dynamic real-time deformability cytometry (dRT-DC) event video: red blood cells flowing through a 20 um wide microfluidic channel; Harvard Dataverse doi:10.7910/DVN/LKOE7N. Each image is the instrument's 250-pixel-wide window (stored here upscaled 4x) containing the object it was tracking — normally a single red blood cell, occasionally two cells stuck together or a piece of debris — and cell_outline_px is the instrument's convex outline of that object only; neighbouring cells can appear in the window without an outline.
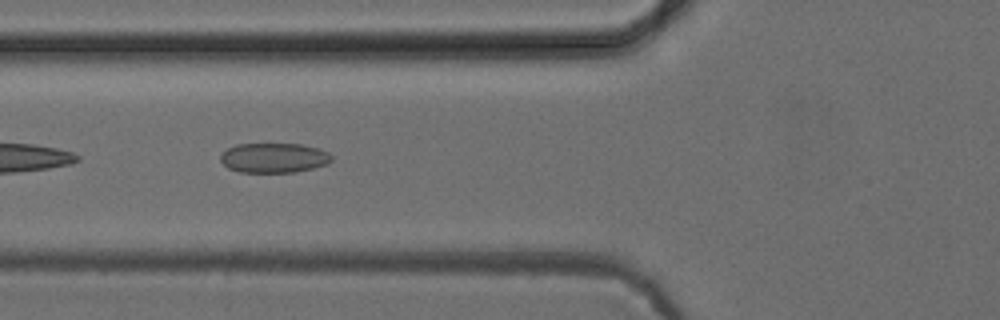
{"species": "common noctule bat (a hibernating species)", "species_latin": "Nyctalus noctula", "temperature_condition": "cold", "stored_images_in_passage": 51, "camera_frame_rate_fps": 3000, "um_per_image_px": 0.085, "animal": {"sex": "female", "body_mass_g": 24.6, "forearm_length_mm": 56.2}, "frame": {"image": 1, "passage_image": 19, "time_ms": 6.0, "image_size_px": [1000, 320], "cell_outline_px": [[332, 160], [328, 164], [296, 172], [240, 172], [228, 168], [220, 160], [220, 156], [228, 148], [236, 144], [300, 144], [316, 148], [328, 152], [332, 156]], "centroid_in_image_um": [23.28, 13.42], "position_along_channel_um": 102.5, "area_um2": 19.19}}
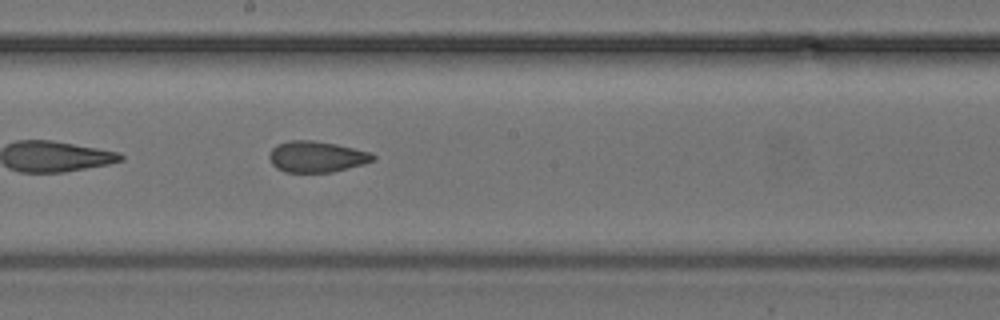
{"frame": {"image": 2, "passage_image": 28, "time_ms": 9.0, "image_size_px": [1000, 320], "cell_outline_px": [[376, 160], [364, 164], [332, 172], [284, 172], [276, 168], [272, 164], [268, 156], [272, 148], [276, 144], [288, 140], [312, 140], [336, 144], [372, 152], [376, 156]], "centroid_in_image_um": [26.92, 13.31], "position_along_channel_um": 221.3, "area_um2": 19.02}}
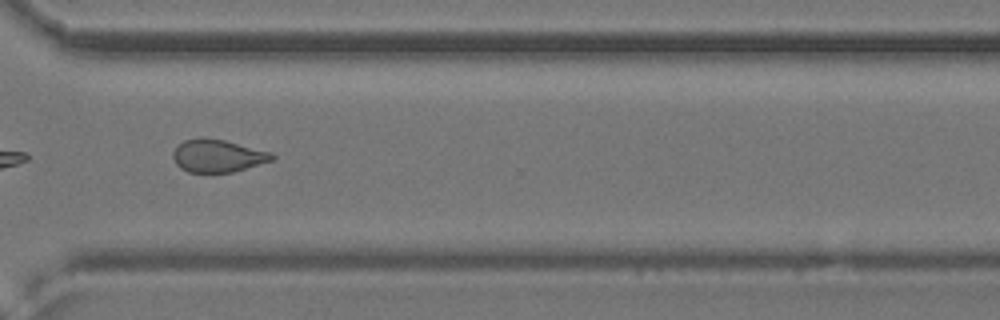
{"frame": {"image": 3, "passage_image": 38, "time_ms": 12.333, "image_size_px": [1000, 320], "cell_outline_px": [[276, 156], [272, 160], [232, 172], [188, 172], [180, 168], [176, 164], [172, 156], [172, 152], [184, 140], [200, 136], [204, 136], [224, 140], [272, 152]], "centroid_in_image_um": [18.48, 13.22], "position_along_channel_um": 352.1, "area_um2": 18.9}, "authors_computed_cell_mechanics": {"area_um2": 19.3052, "velocity_mm_per_s": 3.9399, "shape_relaxation_time_tau1_ms": 11.17, "shape_relaxation_time_tau2_ms": 2.7979, "deformation_change_tau1": 0.1474, "deformation_change_tau2": 0.1077}}